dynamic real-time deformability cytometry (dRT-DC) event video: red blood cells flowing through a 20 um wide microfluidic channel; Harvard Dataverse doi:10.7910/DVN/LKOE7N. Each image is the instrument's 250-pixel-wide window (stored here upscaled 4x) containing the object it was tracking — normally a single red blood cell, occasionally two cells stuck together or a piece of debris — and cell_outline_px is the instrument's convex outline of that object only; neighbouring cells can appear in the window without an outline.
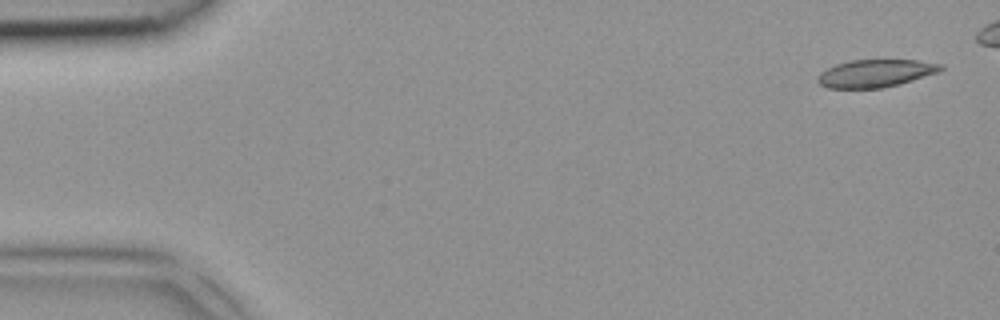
{"species": "common noctule bat (a hibernating species)", "species_latin": "Nyctalus noctula", "temperature_condition": "room temperature", "stored_images_in_passage": 4, "camera_frame_rate_fps": 3000, "um_per_image_px": 0.085, "animal": {"sex": "female", "body_mass_g": 18.4}, "frame": {"image": 1, "passage_image": 1, "time_ms": 0.0, "image_size_px": [1000, 320], "cell_outline_px": [[944, 68], [936, 72], [900, 84], [880, 88], [828, 88], [820, 84], [816, 80], [816, 76], [820, 72], [836, 64], [852, 60], [916, 60], [944, 64]], "centroid_in_image_um": [74.39, 6.23], "position_along_channel_um": 10.6, "area_um2": 19.71}}